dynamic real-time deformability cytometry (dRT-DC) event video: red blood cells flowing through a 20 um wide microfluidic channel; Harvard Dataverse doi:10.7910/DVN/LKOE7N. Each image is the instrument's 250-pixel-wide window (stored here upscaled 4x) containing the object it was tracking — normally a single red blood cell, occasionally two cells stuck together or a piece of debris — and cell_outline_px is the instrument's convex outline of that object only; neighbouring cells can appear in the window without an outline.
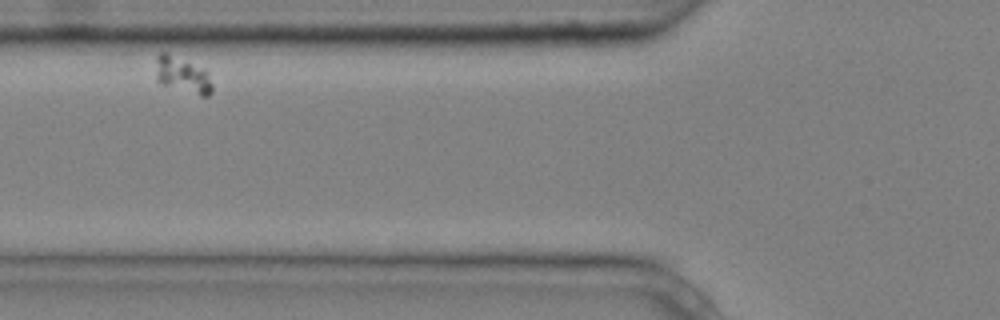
{"species": "common noctule bat (a hibernating species)", "species_latin": "Nyctalus noctula", "temperature_condition": "cold", "stored_images_in_passage": 3, "camera_frame_rate_fps": 3000, "um_per_image_px": 0.085, "animal": {"sex": "male", "body_mass_g": 20.4}, "frame": {"image": 1, "passage_image": 2, "time_ms": 0.333, "image_size_px": [1000, 320], "cell_outline_px": [[212, 92], [208, 96], [200, 96], [160, 84], [156, 80], [156, 56], [160, 52], [168, 52], [208, 72], [212, 84]], "centroid_in_image_um": [15.49, 6.39], "position_along_channel_um": 110.3, "area_um2": 11.91}}